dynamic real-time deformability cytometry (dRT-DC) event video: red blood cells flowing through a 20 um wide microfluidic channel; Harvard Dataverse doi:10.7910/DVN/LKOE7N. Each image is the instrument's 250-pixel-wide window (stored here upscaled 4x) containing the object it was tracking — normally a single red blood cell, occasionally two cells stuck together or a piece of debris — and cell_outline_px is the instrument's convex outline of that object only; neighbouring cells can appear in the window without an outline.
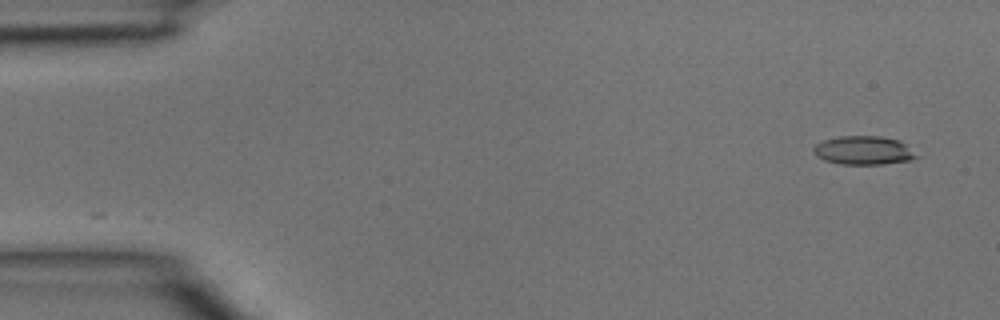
{"species": "common noctule bat (a hibernating species)", "species_latin": "Nyctalus noctula", "temperature_condition": "room temperature", "stored_images_in_passage": 2, "camera_frame_rate_fps": 3000, "um_per_image_px": 0.085, "animal": {"sex": "male", "body_mass_g": 15.6}, "frame": {"image": 1, "passage_image": 2, "time_ms": 0.333, "image_size_px": [1000, 320], "cell_outline_px": [[920, 156], [908, 160], [884, 164], [840, 164], [824, 160], [816, 156], [812, 152], [812, 148], [816, 144], [824, 140], [840, 136], [880, 136], [900, 140]], "centroid_in_image_um": [73.38, 12.78], "position_along_channel_um": 11.6, "area_um2": 17.22}}